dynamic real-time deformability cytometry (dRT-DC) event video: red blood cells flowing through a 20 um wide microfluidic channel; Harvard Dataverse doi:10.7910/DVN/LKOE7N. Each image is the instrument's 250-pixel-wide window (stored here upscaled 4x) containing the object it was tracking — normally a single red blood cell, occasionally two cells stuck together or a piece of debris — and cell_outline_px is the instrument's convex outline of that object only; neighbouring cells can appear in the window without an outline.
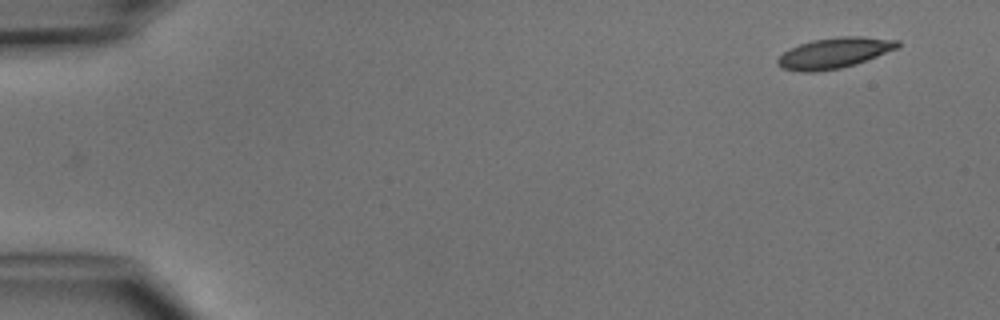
{"species": "common noctule bat (a hibernating species)", "species_latin": "Nyctalus noctula", "temperature_condition": "cold", "stored_images_in_passage": 2, "camera_frame_rate_fps": 3000, "um_per_image_px": 0.085, "animal": {"sex": "male", "body_mass_g": 15.6}, "frame": {"image": 1, "passage_image": 2, "time_ms": 2.0, "image_size_px": [1000, 320], "cell_outline_px": [[900, 48], [856, 64], [840, 68], [816, 72], [800, 72], [784, 68], [776, 64], [776, 60], [784, 52], [800, 44], [812, 40], [836, 36], [860, 36], [900, 40]], "centroid_in_image_um": [70.96, 4.5], "position_along_channel_um": 14.0, "area_um2": 21.56}}